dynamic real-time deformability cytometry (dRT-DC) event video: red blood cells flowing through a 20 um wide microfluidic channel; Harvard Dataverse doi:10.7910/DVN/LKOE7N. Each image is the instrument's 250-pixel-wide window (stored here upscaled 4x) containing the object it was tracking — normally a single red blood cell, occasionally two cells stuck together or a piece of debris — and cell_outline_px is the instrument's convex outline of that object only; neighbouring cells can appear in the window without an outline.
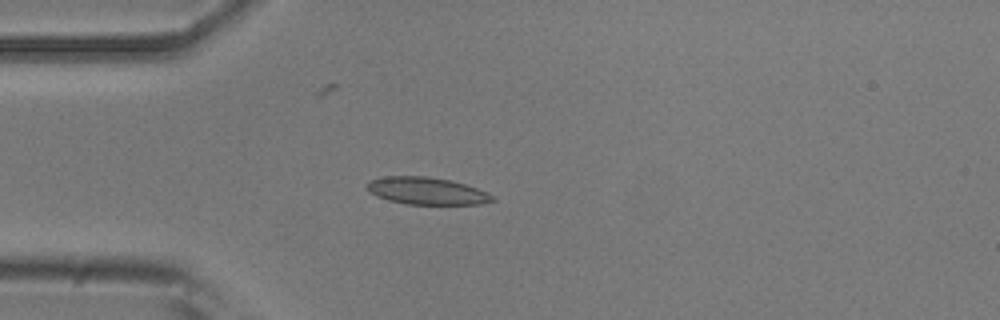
{"species": "common noctule bat (a hibernating species)", "species_latin": "Nyctalus noctula", "temperature_condition": "room temperature", "stored_images_in_passage": 4, "camera_frame_rate_fps": 3000, "um_per_image_px": 0.085, "animal": {"sex": "male", "body_mass_g": 20.5, "forearm_length_mm": 52.5}, "frame": {"image": 1, "passage_image": 4, "time_ms": 1.0, "image_size_px": [1000, 320], "cell_outline_px": [[496, 200], [480, 204], [404, 204], [388, 200], [376, 196], [368, 192], [368, 180], [384, 176], [428, 176], [452, 180], [476, 188], [492, 196]], "centroid_in_image_um": [36.22, 16.22], "position_along_channel_um": 48.8, "area_um2": 19.88}}